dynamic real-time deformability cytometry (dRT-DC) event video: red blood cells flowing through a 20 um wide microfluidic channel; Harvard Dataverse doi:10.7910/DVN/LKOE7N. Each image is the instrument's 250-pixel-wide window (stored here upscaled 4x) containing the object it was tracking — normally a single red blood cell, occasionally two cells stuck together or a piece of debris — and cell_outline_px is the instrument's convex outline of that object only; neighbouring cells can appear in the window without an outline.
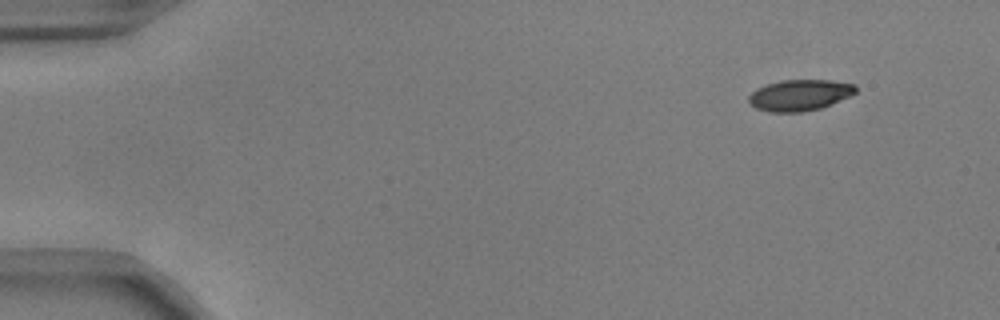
{"species": "common noctule bat (a hibernating species)", "species_latin": "Nyctalus noctula", "temperature_condition": "warm", "stored_images_in_passage": 50, "camera_frame_rate_fps": 3000, "um_per_image_px": 0.085, "animal": {"sex": "male", "body_mass_g": 17.9, "forearm_length_mm": 54.2}, "frame": {"image": 1, "passage_image": 1, "time_ms": 0.0, "image_size_px": [1000, 320], "cell_outline_px": [[856, 92], [848, 96], [820, 108], [804, 112], [768, 112], [756, 108], [748, 104], [748, 96], [756, 88], [764, 84], [780, 80], [832, 80], [856, 84]], "centroid_in_image_um": [67.91, 8.08], "position_along_channel_um": 17.1, "area_um2": 19.54}}
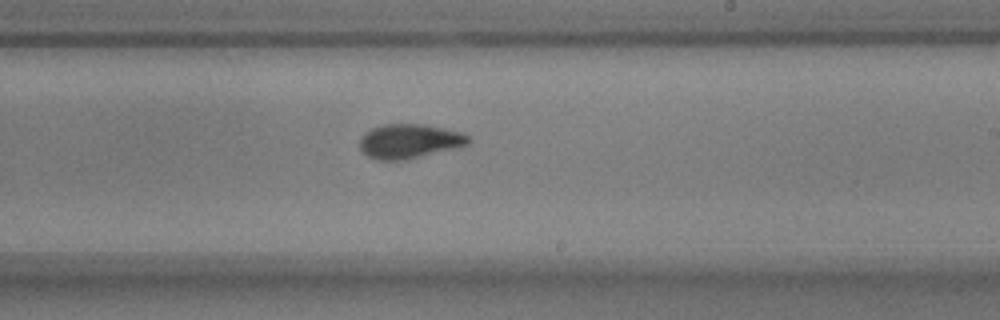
{"frame": {"image": 2, "passage_image": 29, "time_ms": 9.333, "image_size_px": [1000, 320], "cell_outline_px": [[472, 140], [468, 144], [456, 148], [408, 160], [376, 160], [360, 152], [360, 140], [364, 132], [372, 128], [384, 124], [424, 124], [460, 132], [468, 136]], "centroid_in_image_um": [34.77, 12.02], "position_along_channel_um": 254.2, "area_um2": 21.96}}
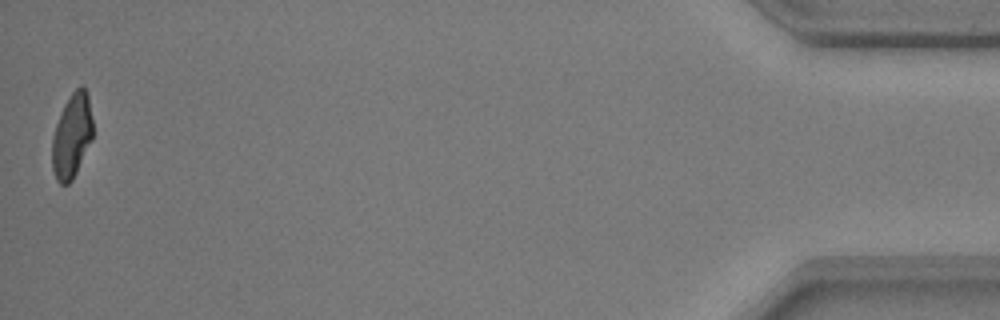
{"frame": {"image": 3, "passage_image": 50, "time_ms": 16.333, "image_size_px": [1000, 320], "cell_outline_px": [[92, 140], [72, 180], [68, 184], [60, 184], [56, 180], [52, 168], [52, 140], [56, 124], [64, 104], [72, 92], [80, 84], [84, 88], [88, 96], [92, 120]], "centroid_in_image_um": [6.1, 11.56], "position_along_channel_um": 429.1, "area_um2": 19.88}, "authors_computed_cell_mechanics": {"area_um2": 21.097, "velocity_mm_per_s": 3.7312, "shape_relaxation_time_tau1_ms": 4.5842, "shape_relaxation_time_tau2_ms": 1.7102, "deformation_change_tau1": 0.1955, "deformation_change_tau2": 0.0586}}